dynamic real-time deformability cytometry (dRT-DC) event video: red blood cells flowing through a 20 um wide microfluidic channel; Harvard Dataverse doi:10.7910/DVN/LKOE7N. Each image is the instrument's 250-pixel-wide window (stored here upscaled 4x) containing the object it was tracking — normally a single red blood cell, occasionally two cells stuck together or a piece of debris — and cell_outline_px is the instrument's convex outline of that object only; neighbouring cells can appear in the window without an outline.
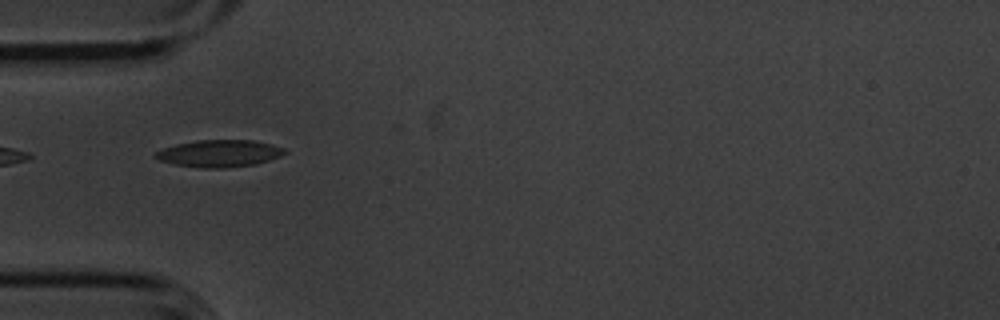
{"species": "common noctule bat (a hibernating species)", "species_latin": "Nyctalus noctula", "temperature_condition": "cold", "stored_images_in_passage": 24, "camera_frame_rate_fps": 3000, "um_per_image_px": 0.085, "animal": {"sex": "male", "body_mass_g": 20.1, "forearm_length_mm": 53.5}, "frame": {"image": 1, "passage_image": 1, "time_ms": 0.0, "image_size_px": [1000, 320], "cell_outline_px": [[288, 152], [280, 156], [256, 164], [224, 168], [204, 168], [176, 164], [160, 160], [152, 156], [156, 152], [164, 148], [176, 144], [196, 140], [252, 140], [272, 144], [284, 148]], "centroid_in_image_um": [18.66, 13.03], "position_along_channel_um": 66.3, "area_um2": 20.29}}
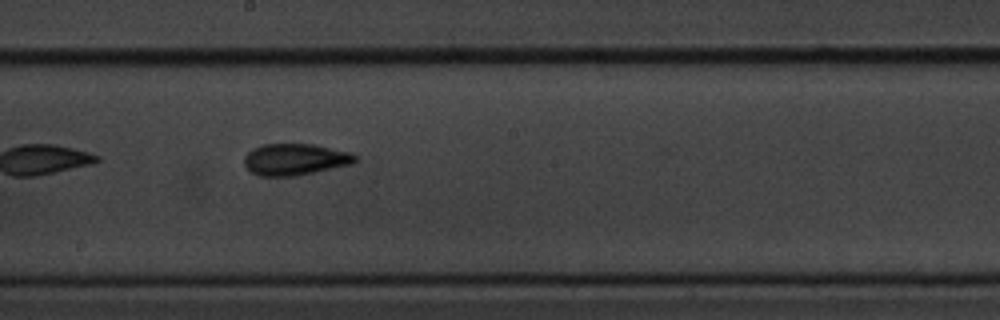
{"frame": {"image": 2, "passage_image": 14, "time_ms": 4.333, "image_size_px": [1000, 320], "cell_outline_px": [[356, 160], [352, 164], [296, 176], [260, 176], [252, 172], [244, 164], [244, 156], [252, 148], [260, 144], [316, 144], [352, 152], [356, 156]], "centroid_in_image_um": [25.08, 13.54], "position_along_channel_um": 223.1, "area_um2": 20.58}}
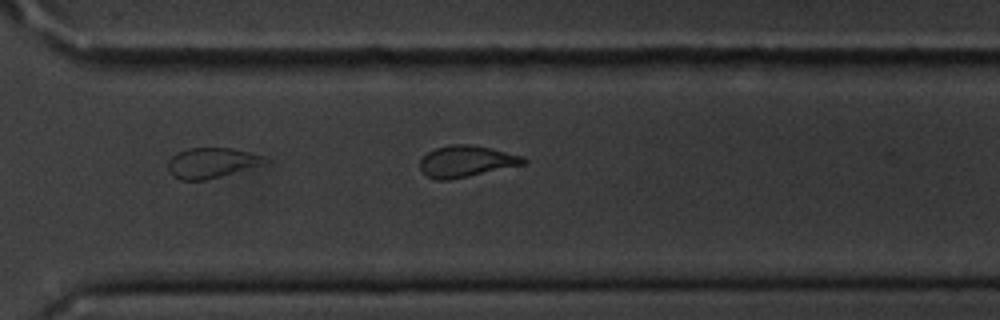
{"frame": {"image": 3, "passage_image": 23, "time_ms": 7.333, "image_size_px": [1000, 320], "cell_outline_px": [[268, 160], [220, 176], [204, 180], [180, 180], [172, 176], [168, 172], [168, 160], [176, 152], [188, 148], [232, 148], [264, 156]], "centroid_in_image_um": [17.84, 13.83], "position_along_channel_um": 352.8, "area_um2": 16.59}}